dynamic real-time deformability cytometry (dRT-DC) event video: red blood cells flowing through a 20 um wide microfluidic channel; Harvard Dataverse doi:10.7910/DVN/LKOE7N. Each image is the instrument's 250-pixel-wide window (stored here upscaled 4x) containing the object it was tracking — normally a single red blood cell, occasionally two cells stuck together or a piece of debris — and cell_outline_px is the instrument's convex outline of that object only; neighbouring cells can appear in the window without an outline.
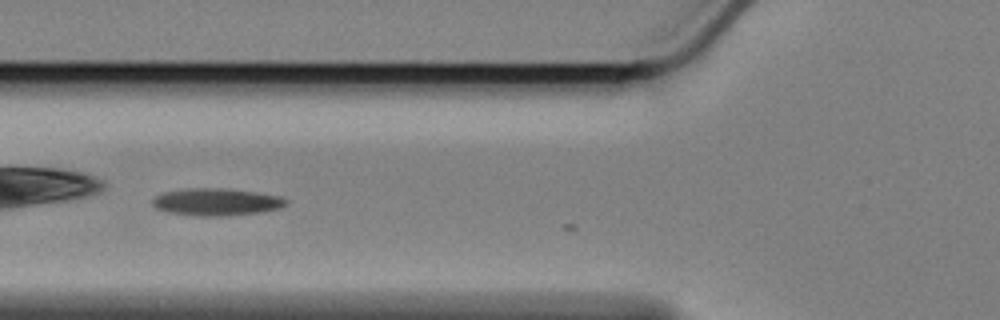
{"species": "Egyptian fruit bat (a non-hibernating species)", "species_latin": "Rousettus aegyptiacus", "temperature_condition": "cold", "stored_images_in_passage": 11, "camera_frame_rate_fps": 3000, "um_per_image_px": 0.085, "animal": {"sex": "female"}, "frame": {"image": 1, "passage_image": 2, "time_ms": 0.333, "image_size_px": [1000, 320], "cell_outline_px": [[288, 204], [280, 208], [260, 212], [228, 216], [200, 216], [168, 212], [156, 208], [152, 204], [152, 200], [156, 196], [164, 192], [192, 188], [220, 188], [256, 192], [280, 196], [288, 200]], "centroid_in_image_um": [18.43, 17.17], "position_along_channel_um": 107.4, "area_um2": 21.15}}
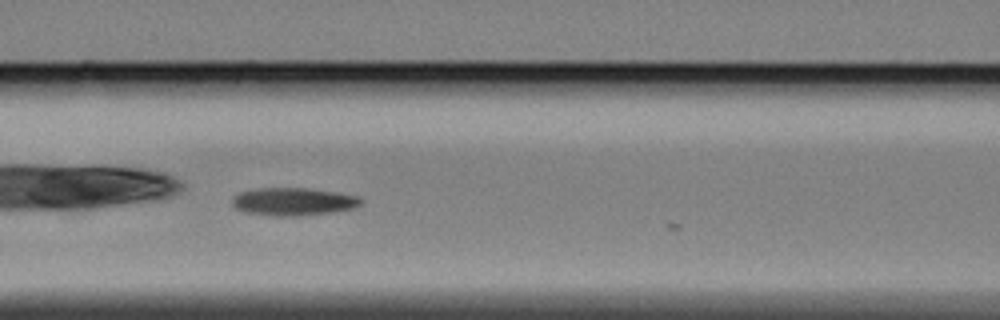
{"frame": {"image": 2, "passage_image": 5, "time_ms": 1.333, "image_size_px": [1000, 320], "cell_outline_px": [[364, 200], [356, 208], [332, 212], [296, 216], [272, 216], [244, 212], [236, 208], [232, 204], [232, 200], [240, 192], [260, 188], [312, 188], [360, 196]], "centroid_in_image_um": [24.98, 17.14], "position_along_channel_um": 141.6, "area_um2": 20.98}}
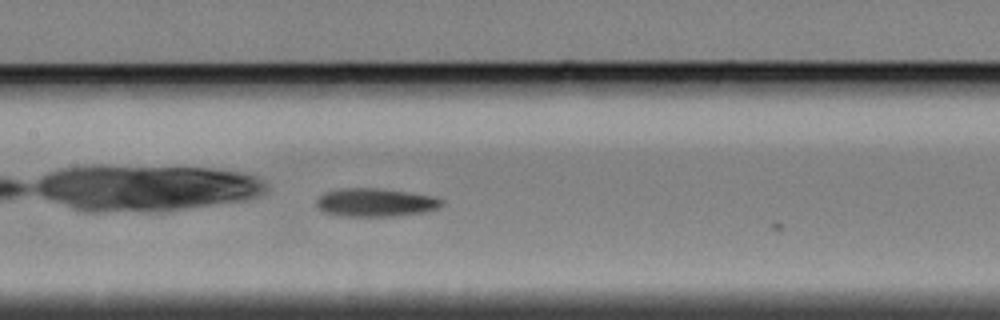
{"frame": {"image": 3, "passage_image": 8, "time_ms": 2.333, "image_size_px": [1000, 320], "cell_outline_px": [[444, 204], [440, 208], [424, 212], [392, 216], [340, 216], [324, 212], [316, 204], [316, 200], [324, 192], [344, 188], [380, 188], [436, 196], [444, 200]], "centroid_in_image_um": [31.96, 17.2], "position_along_channel_um": 175.4, "area_um2": 20.81}}